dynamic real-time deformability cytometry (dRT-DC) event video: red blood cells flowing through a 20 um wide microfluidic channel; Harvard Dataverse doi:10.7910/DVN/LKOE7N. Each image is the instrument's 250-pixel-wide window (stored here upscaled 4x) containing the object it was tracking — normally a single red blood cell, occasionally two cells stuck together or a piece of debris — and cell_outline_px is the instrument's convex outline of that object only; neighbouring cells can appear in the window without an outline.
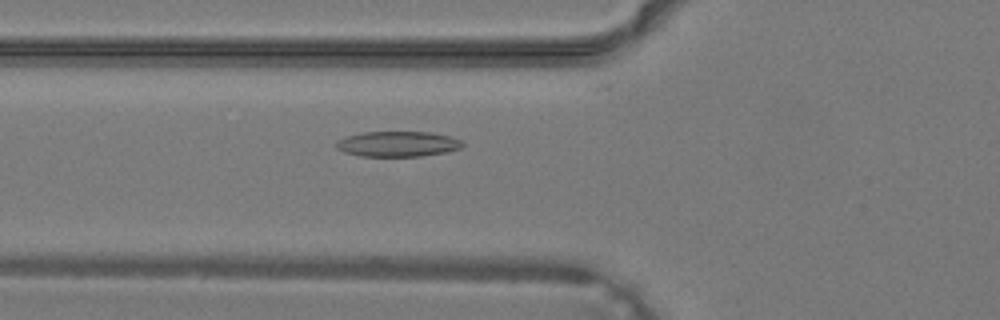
{"species": "common noctule bat (a hibernating species)", "species_latin": "Nyctalus noctula", "temperature_condition": "warm", "stored_images_in_passage": 26, "camera_frame_rate_fps": 3000, "um_per_image_px": 0.085, "animal": {"sex": "male", "body_mass_g": 19.2, "forearm_length_mm": 51.8}, "frame": {"image": 1, "passage_image": 3, "time_ms": 0.667, "image_size_px": [1000, 320], "cell_outline_px": [[464, 144], [460, 148], [444, 152], [420, 156], [360, 156], [344, 152], [336, 148], [336, 140], [344, 136], [364, 132], [428, 132], [448, 136], [460, 140]], "centroid_in_image_um": [33.74, 12.23], "position_along_channel_um": 92.1, "area_um2": 18.55}}
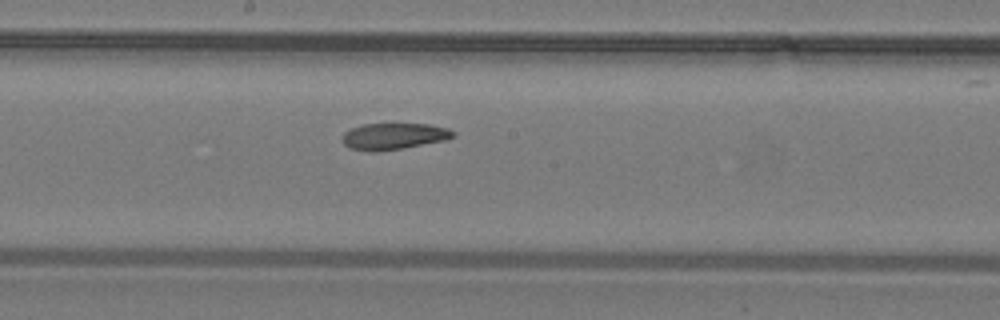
{"frame": {"image": 2, "passage_image": 10, "time_ms": 3.0, "image_size_px": [1000, 320], "cell_outline_px": [[456, 136], [444, 140], [404, 148], [380, 152], [372, 152], [348, 148], [344, 144], [344, 132], [352, 128], [364, 124], [428, 124], [448, 128], [456, 132]], "centroid_in_image_um": [33.49, 11.59], "position_along_channel_um": 214.7, "area_um2": 17.11}}
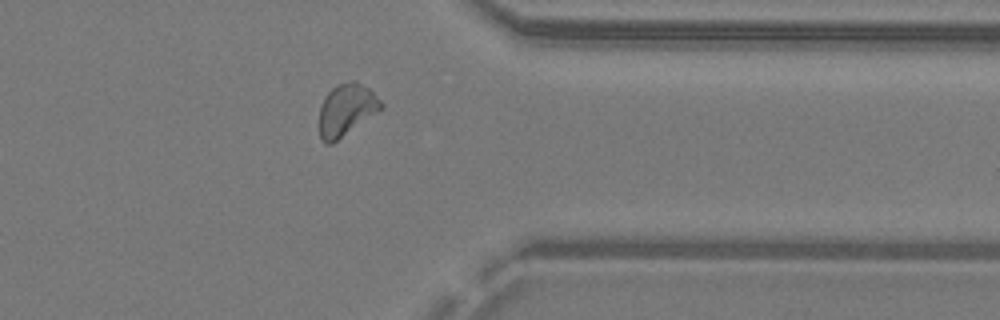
{"frame": {"image": 3, "passage_image": 20, "time_ms": 6.333, "image_size_px": [1000, 320], "cell_outline_px": [[384, 108], [332, 144], [324, 144], [320, 140], [320, 104], [324, 96], [336, 84], [352, 80], [356, 80], [368, 88], [384, 104]], "centroid_in_image_um": [29.43, 9.34], "position_along_channel_um": 382.0, "area_um2": 18.9}}